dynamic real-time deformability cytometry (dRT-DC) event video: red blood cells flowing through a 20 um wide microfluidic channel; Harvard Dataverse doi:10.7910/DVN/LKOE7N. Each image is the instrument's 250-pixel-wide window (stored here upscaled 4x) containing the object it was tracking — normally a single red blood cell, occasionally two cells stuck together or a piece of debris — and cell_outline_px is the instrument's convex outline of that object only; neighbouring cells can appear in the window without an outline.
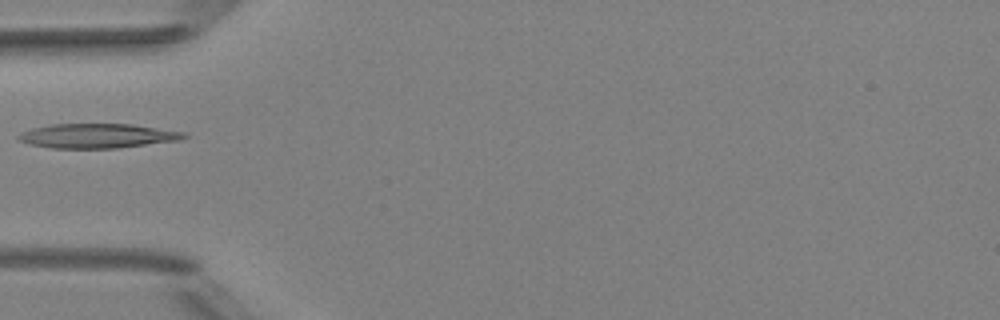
{"species": "Egyptian fruit bat (a non-hibernating species)", "species_latin": "Rousettus aegyptiacus", "temperature_condition": "room temperature", "stored_images_in_passage": 1, "camera_frame_rate_fps": 3000, "um_per_image_px": 0.085, "animal": {"sex": "female"}, "frame": {"image": 1, "passage_image": 1, "time_ms": 0.0, "image_size_px": [1000, 320], "cell_outline_px": [[188, 136], [180, 140], [116, 148], [52, 148], [28, 144], [20, 140], [16, 136], [32, 128], [52, 124], [132, 124], [184, 132]], "centroid_in_image_um": [8.28, 11.55], "position_along_channel_um": 76.7, "area_um2": 23.41}}